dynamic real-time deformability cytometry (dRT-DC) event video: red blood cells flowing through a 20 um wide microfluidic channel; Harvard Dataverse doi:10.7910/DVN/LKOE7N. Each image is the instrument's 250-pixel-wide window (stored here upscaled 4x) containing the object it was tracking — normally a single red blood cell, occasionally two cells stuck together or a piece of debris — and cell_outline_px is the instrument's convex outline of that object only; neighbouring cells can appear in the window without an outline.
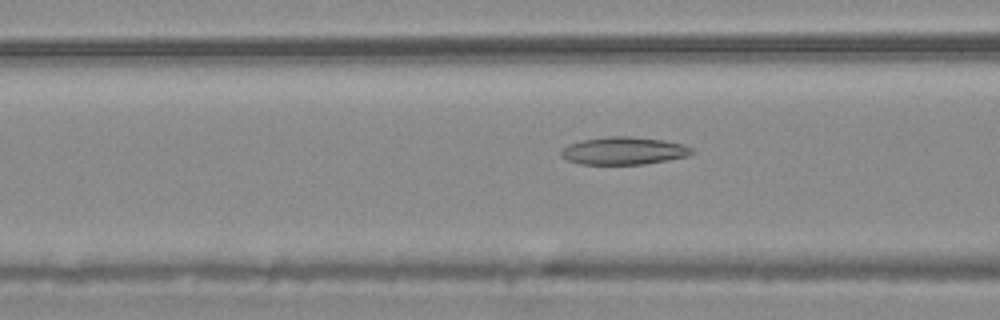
{"species": "common noctule bat (a hibernating species)", "species_latin": "Nyctalus noctula", "temperature_condition": "warm", "stored_images_in_passage": 52, "camera_frame_rate_fps": 3000, "um_per_image_px": 0.085, "animal": {"sex": "male", "body_mass_g": 20.4}, "frame": {"image": 1, "passage_image": 21, "time_ms": 6.667, "image_size_px": [1000, 320], "cell_outline_px": [[696, 152], [688, 156], [668, 160], [644, 164], [580, 164], [568, 160], [560, 156], [560, 152], [568, 144], [580, 140], [608, 136], [632, 136], [664, 140], [684, 144], [692, 148]], "centroid_in_image_um": [53.04, 12.81], "position_along_channel_um": 113.6, "area_um2": 21.27}}
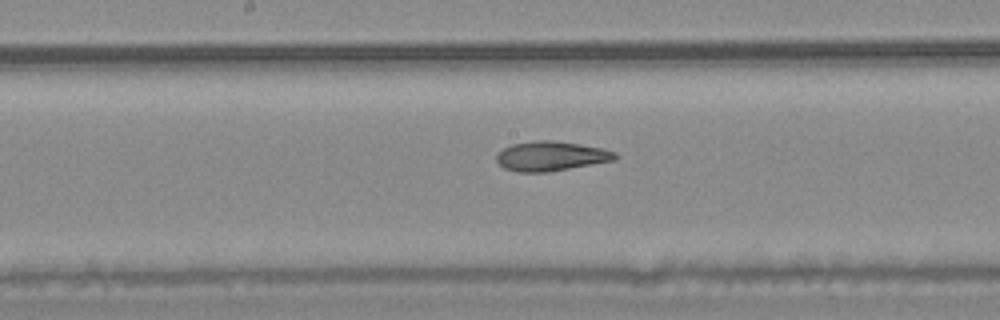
{"frame": {"image": 2, "passage_image": 28, "time_ms": 9.0, "image_size_px": [1000, 320], "cell_outline_px": [[620, 156], [616, 160], [548, 172], [516, 172], [504, 168], [496, 160], [496, 152], [512, 144], [536, 140], [552, 140], [580, 144], [600, 148], [616, 152]], "centroid_in_image_um": [46.83, 13.27], "position_along_channel_um": 201.4, "area_um2": 20.58}}
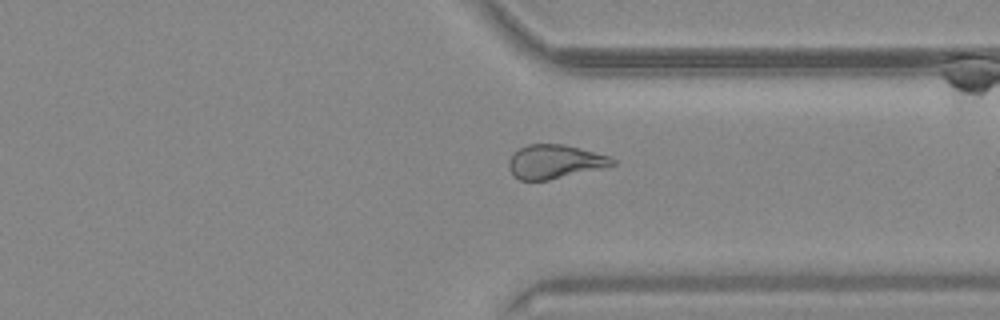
{"frame": {"image": 3, "passage_image": 41, "time_ms": 13.333, "image_size_px": [1000, 320], "cell_outline_px": [[616, 164], [604, 168], [548, 180], [520, 180], [512, 176], [508, 168], [508, 160], [512, 152], [528, 144], [564, 144], [580, 148], [608, 156], [616, 160]], "centroid_in_image_um": [47.12, 13.74], "position_along_channel_um": 364.3, "area_um2": 20.63}}